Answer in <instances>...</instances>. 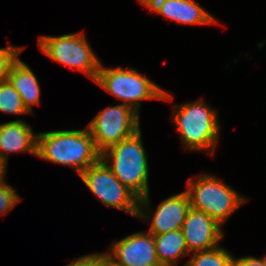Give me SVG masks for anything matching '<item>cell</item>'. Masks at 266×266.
Returning a JSON list of instances; mask_svg holds the SVG:
<instances>
[{
    "label": "cell",
    "instance_id": "cell-1",
    "mask_svg": "<svg viewBox=\"0 0 266 266\" xmlns=\"http://www.w3.org/2000/svg\"><path fill=\"white\" fill-rule=\"evenodd\" d=\"M36 156L70 166L78 174L101 159L89 129L59 130L37 134Z\"/></svg>",
    "mask_w": 266,
    "mask_h": 266
},
{
    "label": "cell",
    "instance_id": "cell-2",
    "mask_svg": "<svg viewBox=\"0 0 266 266\" xmlns=\"http://www.w3.org/2000/svg\"><path fill=\"white\" fill-rule=\"evenodd\" d=\"M141 134L139 129L129 138L101 153V159L111 169L115 177L139 199L149 194L148 160ZM108 160L110 162H107Z\"/></svg>",
    "mask_w": 266,
    "mask_h": 266
},
{
    "label": "cell",
    "instance_id": "cell-3",
    "mask_svg": "<svg viewBox=\"0 0 266 266\" xmlns=\"http://www.w3.org/2000/svg\"><path fill=\"white\" fill-rule=\"evenodd\" d=\"M172 120L185 149L214 152L219 140L217 113L203 100L173 107Z\"/></svg>",
    "mask_w": 266,
    "mask_h": 266
},
{
    "label": "cell",
    "instance_id": "cell-4",
    "mask_svg": "<svg viewBox=\"0 0 266 266\" xmlns=\"http://www.w3.org/2000/svg\"><path fill=\"white\" fill-rule=\"evenodd\" d=\"M94 82L109 94L124 101L122 104L131 107L138 114L143 100L173 99L171 94L139 73L137 69H122L119 66L109 69L104 68L101 63Z\"/></svg>",
    "mask_w": 266,
    "mask_h": 266
},
{
    "label": "cell",
    "instance_id": "cell-5",
    "mask_svg": "<svg viewBox=\"0 0 266 266\" xmlns=\"http://www.w3.org/2000/svg\"><path fill=\"white\" fill-rule=\"evenodd\" d=\"M185 191L192 208L205 212L220 225L247 200L232 187L208 174H200L197 180L190 178Z\"/></svg>",
    "mask_w": 266,
    "mask_h": 266
},
{
    "label": "cell",
    "instance_id": "cell-6",
    "mask_svg": "<svg viewBox=\"0 0 266 266\" xmlns=\"http://www.w3.org/2000/svg\"><path fill=\"white\" fill-rule=\"evenodd\" d=\"M40 50L50 59L84 72L95 81L101 62L93 53L84 33L61 36H40Z\"/></svg>",
    "mask_w": 266,
    "mask_h": 266
},
{
    "label": "cell",
    "instance_id": "cell-7",
    "mask_svg": "<svg viewBox=\"0 0 266 266\" xmlns=\"http://www.w3.org/2000/svg\"><path fill=\"white\" fill-rule=\"evenodd\" d=\"M79 176L104 205L137 218L139 198L115 177L102 159L81 172Z\"/></svg>",
    "mask_w": 266,
    "mask_h": 266
},
{
    "label": "cell",
    "instance_id": "cell-8",
    "mask_svg": "<svg viewBox=\"0 0 266 266\" xmlns=\"http://www.w3.org/2000/svg\"><path fill=\"white\" fill-rule=\"evenodd\" d=\"M139 114L131 107L119 104L100 111L87 125L100 153L129 138L140 129Z\"/></svg>",
    "mask_w": 266,
    "mask_h": 266
},
{
    "label": "cell",
    "instance_id": "cell-9",
    "mask_svg": "<svg viewBox=\"0 0 266 266\" xmlns=\"http://www.w3.org/2000/svg\"><path fill=\"white\" fill-rule=\"evenodd\" d=\"M149 202V194L139 199L137 218L142 220L147 219V222L152 220L148 232L153 235L181 229L186 215L191 208L189 196L186 191L174 194L163 200L152 218L148 214L151 210ZM147 210L148 212H146Z\"/></svg>",
    "mask_w": 266,
    "mask_h": 266
},
{
    "label": "cell",
    "instance_id": "cell-10",
    "mask_svg": "<svg viewBox=\"0 0 266 266\" xmlns=\"http://www.w3.org/2000/svg\"><path fill=\"white\" fill-rule=\"evenodd\" d=\"M110 248L109 254L119 266H162L150 232H135L115 242Z\"/></svg>",
    "mask_w": 266,
    "mask_h": 266
},
{
    "label": "cell",
    "instance_id": "cell-11",
    "mask_svg": "<svg viewBox=\"0 0 266 266\" xmlns=\"http://www.w3.org/2000/svg\"><path fill=\"white\" fill-rule=\"evenodd\" d=\"M221 225L205 212L190 208L181 227L189 253L217 247L224 237Z\"/></svg>",
    "mask_w": 266,
    "mask_h": 266
},
{
    "label": "cell",
    "instance_id": "cell-12",
    "mask_svg": "<svg viewBox=\"0 0 266 266\" xmlns=\"http://www.w3.org/2000/svg\"><path fill=\"white\" fill-rule=\"evenodd\" d=\"M144 6L184 25L218 24L217 20L194 0H146Z\"/></svg>",
    "mask_w": 266,
    "mask_h": 266
},
{
    "label": "cell",
    "instance_id": "cell-13",
    "mask_svg": "<svg viewBox=\"0 0 266 266\" xmlns=\"http://www.w3.org/2000/svg\"><path fill=\"white\" fill-rule=\"evenodd\" d=\"M37 134L23 120L0 125V160L7 165V154L27 152L36 155ZM4 152V153H3Z\"/></svg>",
    "mask_w": 266,
    "mask_h": 266
},
{
    "label": "cell",
    "instance_id": "cell-14",
    "mask_svg": "<svg viewBox=\"0 0 266 266\" xmlns=\"http://www.w3.org/2000/svg\"><path fill=\"white\" fill-rule=\"evenodd\" d=\"M8 80L19 93L26 109L32 114L33 105L40 104V85L37 76L23 61L17 59L11 66Z\"/></svg>",
    "mask_w": 266,
    "mask_h": 266
},
{
    "label": "cell",
    "instance_id": "cell-15",
    "mask_svg": "<svg viewBox=\"0 0 266 266\" xmlns=\"http://www.w3.org/2000/svg\"><path fill=\"white\" fill-rule=\"evenodd\" d=\"M157 257L162 266H175L181 256L189 255L181 229L153 235Z\"/></svg>",
    "mask_w": 266,
    "mask_h": 266
},
{
    "label": "cell",
    "instance_id": "cell-16",
    "mask_svg": "<svg viewBox=\"0 0 266 266\" xmlns=\"http://www.w3.org/2000/svg\"><path fill=\"white\" fill-rule=\"evenodd\" d=\"M193 254V255H192ZM184 266H231L233 256L222 247L190 253Z\"/></svg>",
    "mask_w": 266,
    "mask_h": 266
},
{
    "label": "cell",
    "instance_id": "cell-17",
    "mask_svg": "<svg viewBox=\"0 0 266 266\" xmlns=\"http://www.w3.org/2000/svg\"><path fill=\"white\" fill-rule=\"evenodd\" d=\"M0 111L10 114H31L23 104L19 93L7 79L0 83Z\"/></svg>",
    "mask_w": 266,
    "mask_h": 266
},
{
    "label": "cell",
    "instance_id": "cell-18",
    "mask_svg": "<svg viewBox=\"0 0 266 266\" xmlns=\"http://www.w3.org/2000/svg\"><path fill=\"white\" fill-rule=\"evenodd\" d=\"M21 52V47H14L10 44L5 48H0V83L8 79L9 70Z\"/></svg>",
    "mask_w": 266,
    "mask_h": 266
},
{
    "label": "cell",
    "instance_id": "cell-19",
    "mask_svg": "<svg viewBox=\"0 0 266 266\" xmlns=\"http://www.w3.org/2000/svg\"><path fill=\"white\" fill-rule=\"evenodd\" d=\"M19 194L10 185L6 184L5 179L0 182V214L4 215L11 211L19 203Z\"/></svg>",
    "mask_w": 266,
    "mask_h": 266
},
{
    "label": "cell",
    "instance_id": "cell-20",
    "mask_svg": "<svg viewBox=\"0 0 266 266\" xmlns=\"http://www.w3.org/2000/svg\"><path fill=\"white\" fill-rule=\"evenodd\" d=\"M89 266H119L112 256L108 253H93L88 254Z\"/></svg>",
    "mask_w": 266,
    "mask_h": 266
},
{
    "label": "cell",
    "instance_id": "cell-21",
    "mask_svg": "<svg viewBox=\"0 0 266 266\" xmlns=\"http://www.w3.org/2000/svg\"><path fill=\"white\" fill-rule=\"evenodd\" d=\"M231 266H266V255L264 258L245 256L235 259L233 257Z\"/></svg>",
    "mask_w": 266,
    "mask_h": 266
},
{
    "label": "cell",
    "instance_id": "cell-22",
    "mask_svg": "<svg viewBox=\"0 0 266 266\" xmlns=\"http://www.w3.org/2000/svg\"><path fill=\"white\" fill-rule=\"evenodd\" d=\"M67 266H89L88 265V255L81 256L80 258L73 260Z\"/></svg>",
    "mask_w": 266,
    "mask_h": 266
},
{
    "label": "cell",
    "instance_id": "cell-23",
    "mask_svg": "<svg viewBox=\"0 0 266 266\" xmlns=\"http://www.w3.org/2000/svg\"><path fill=\"white\" fill-rule=\"evenodd\" d=\"M6 169H7V165H5L0 160V182H2L5 179Z\"/></svg>",
    "mask_w": 266,
    "mask_h": 266
},
{
    "label": "cell",
    "instance_id": "cell-24",
    "mask_svg": "<svg viewBox=\"0 0 266 266\" xmlns=\"http://www.w3.org/2000/svg\"><path fill=\"white\" fill-rule=\"evenodd\" d=\"M139 2L144 5L146 3V0H139Z\"/></svg>",
    "mask_w": 266,
    "mask_h": 266
}]
</instances>
